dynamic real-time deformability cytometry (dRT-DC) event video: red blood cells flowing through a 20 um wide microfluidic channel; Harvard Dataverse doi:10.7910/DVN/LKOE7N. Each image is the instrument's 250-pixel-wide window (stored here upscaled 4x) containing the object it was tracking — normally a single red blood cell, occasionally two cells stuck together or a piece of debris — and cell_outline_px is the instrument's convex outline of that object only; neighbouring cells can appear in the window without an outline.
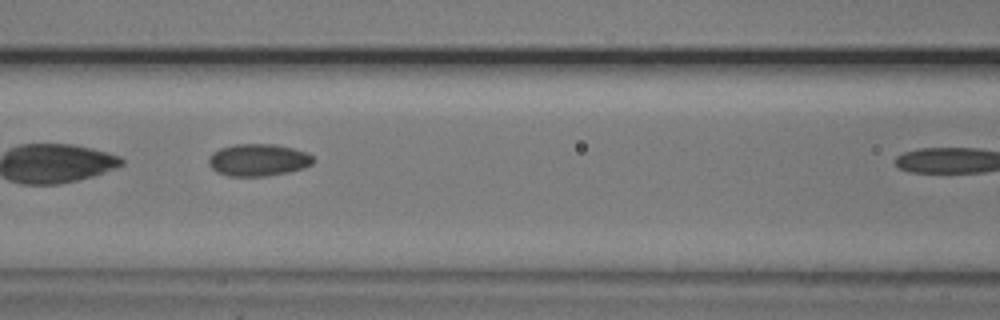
{"species": "common noctule bat (a hibernating species)", "species_latin": "Nyctalus noctula", "temperature_condition": "cold", "stored_images_in_passage": 14, "camera_frame_rate_fps": 3000, "um_per_image_px": 0.085, "animal": {"sex": "male", "body_mass_g": 20.5, "forearm_length_mm": 52.5}, "frame": {"image": 1, "passage_image": 7, "time_ms": 2.0, "image_size_px": [1000, 320], "cell_outline_px": [[316, 160], [312, 164], [304, 168], [288, 172], [268, 176], [228, 176], [216, 172], [208, 164], [208, 160], [212, 152], [220, 148], [232, 144], [276, 144], [308, 152]], "centroid_in_image_um": [21.95, 13.59], "position_along_channel_um": 144.6, "area_um2": 19.88}}